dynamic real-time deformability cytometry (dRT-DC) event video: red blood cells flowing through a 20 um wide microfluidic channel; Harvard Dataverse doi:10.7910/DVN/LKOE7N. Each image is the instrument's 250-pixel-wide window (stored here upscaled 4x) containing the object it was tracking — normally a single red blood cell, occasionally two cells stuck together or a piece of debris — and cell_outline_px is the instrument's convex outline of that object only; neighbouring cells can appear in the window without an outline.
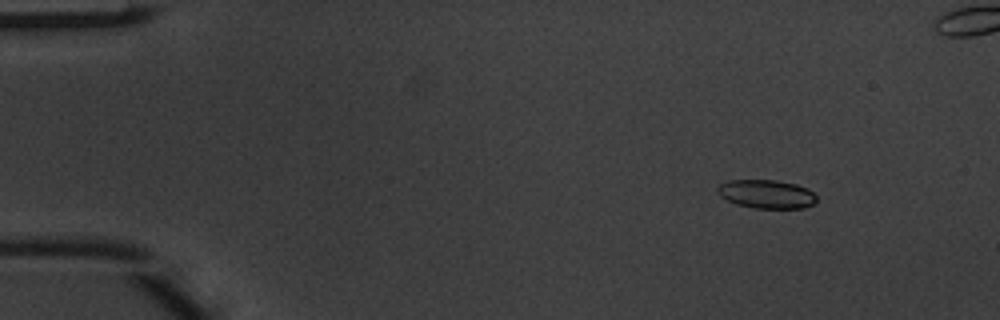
{"species": "common noctule bat (a hibernating species)", "species_latin": "Nyctalus noctula", "temperature_condition": "warm", "stored_images_in_passage": 5, "camera_frame_rate_fps": 3000, "um_per_image_px": 0.085, "animal": {"sex": "male", "body_mass_g": 20.1, "forearm_length_mm": 53.5}, "frame": {"image": 1, "passage_image": 1, "time_ms": 0.0, "image_size_px": [1000, 320], "cell_outline_px": [[816, 200], [812, 204], [804, 208], [756, 208], [736, 204], [720, 196], [716, 188], [720, 184], [728, 180], [776, 180], [796, 184], [808, 188], [816, 196]], "centroid_in_image_um": [65.15, 16.49], "position_along_channel_um": 19.9, "area_um2": 16.47}}